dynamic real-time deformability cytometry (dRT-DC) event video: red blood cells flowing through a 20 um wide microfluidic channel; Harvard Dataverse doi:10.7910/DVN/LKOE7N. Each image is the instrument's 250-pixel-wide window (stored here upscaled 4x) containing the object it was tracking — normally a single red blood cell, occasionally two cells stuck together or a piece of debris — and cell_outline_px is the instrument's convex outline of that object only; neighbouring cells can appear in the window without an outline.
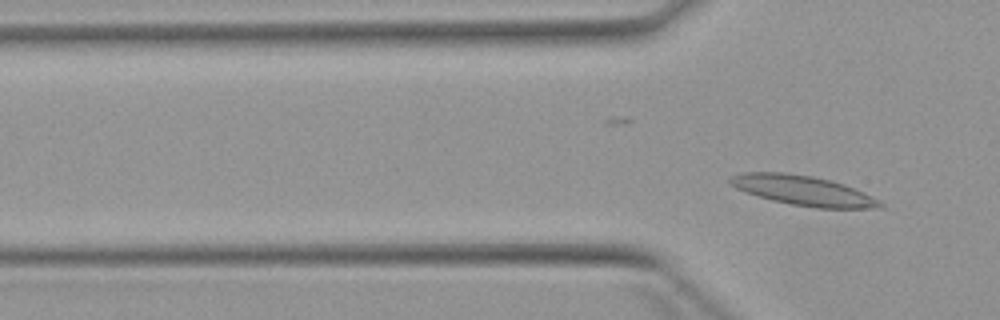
{"species": "Egyptian fruit bat (a non-hibernating species)", "species_latin": "Rousettus aegyptiacus", "temperature_condition": "warm", "stored_images_in_passage": 7, "camera_frame_rate_fps": 3000, "um_per_image_px": 0.085, "animal": {"sex": "female"}, "frame": {"image": 1, "passage_image": 7, "time_ms": 8.667, "image_size_px": [1000, 320], "cell_outline_px": [[884, 208], [816, 208], [788, 204], [772, 200], [744, 192], [736, 188], [728, 180], [728, 176], [744, 172], [784, 172], [812, 176], [832, 180], [844, 184], [864, 192], [880, 200], [884, 204]], "centroid_in_image_um": [68.27, 16.19], "position_along_channel_um": 57.5, "area_um2": 26.3}}